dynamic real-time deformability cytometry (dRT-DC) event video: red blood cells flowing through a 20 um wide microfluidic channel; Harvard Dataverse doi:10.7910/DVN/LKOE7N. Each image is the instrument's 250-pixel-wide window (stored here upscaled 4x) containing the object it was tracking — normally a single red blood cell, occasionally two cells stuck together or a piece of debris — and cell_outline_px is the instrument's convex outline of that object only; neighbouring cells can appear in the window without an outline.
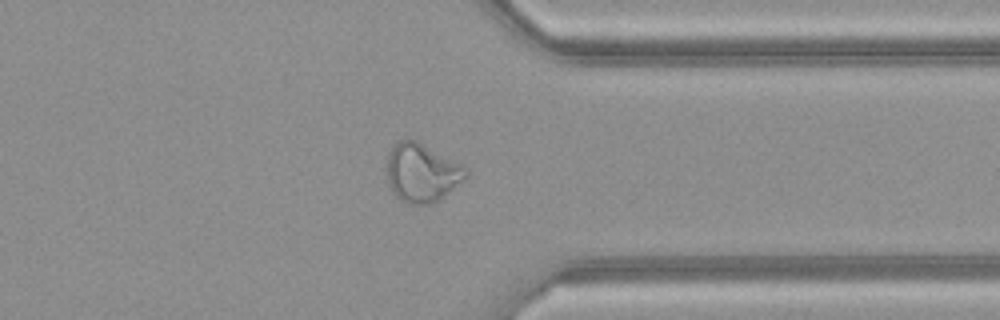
{"species": "common noctule bat (a hibernating species)", "species_latin": "Nyctalus noctula", "temperature_condition": "warm", "stored_images_in_passage": 44, "segment_of_instrument_passage": [1, 2], "camera_frame_rate_fps": 3000, "um_per_image_px": 0.085, "animal": {"sex": "female", "body_mass_g": 21.9}, "frame": {"image": 1, "passage_image": 32, "time_ms": 10.333, "image_size_px": [1000, 320], "cell_outline_px": [[468, 176], [464, 180], [440, 200], [428, 204], [408, 204], [400, 200], [392, 192], [388, 180], [388, 156], [392, 148], [400, 140], [416, 140], [468, 168]], "centroid_in_image_um": [35.88, 14.71], "position_along_channel_um": 375.5, "area_um2": 26.7}}
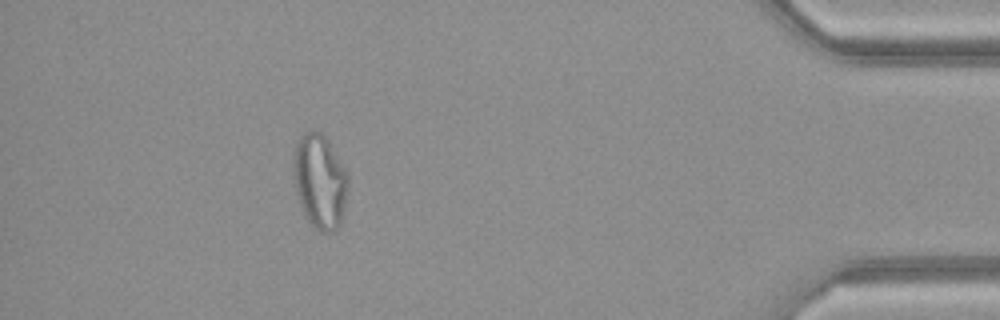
{"frame": {"image": 2, "passage_image": 38, "time_ms": 12.333, "image_size_px": [1000, 320], "cell_outline_px": [[348, 188], [344, 216], [340, 224], [332, 232], [316, 232], [312, 228], [300, 204], [296, 188], [292, 168], [292, 156], [296, 144], [300, 136], [304, 132], [320, 132], [328, 140], [348, 172]], "centroid_in_image_um": [27.2, 15.44], "position_along_channel_um": 408.0, "area_um2": 30.46}}